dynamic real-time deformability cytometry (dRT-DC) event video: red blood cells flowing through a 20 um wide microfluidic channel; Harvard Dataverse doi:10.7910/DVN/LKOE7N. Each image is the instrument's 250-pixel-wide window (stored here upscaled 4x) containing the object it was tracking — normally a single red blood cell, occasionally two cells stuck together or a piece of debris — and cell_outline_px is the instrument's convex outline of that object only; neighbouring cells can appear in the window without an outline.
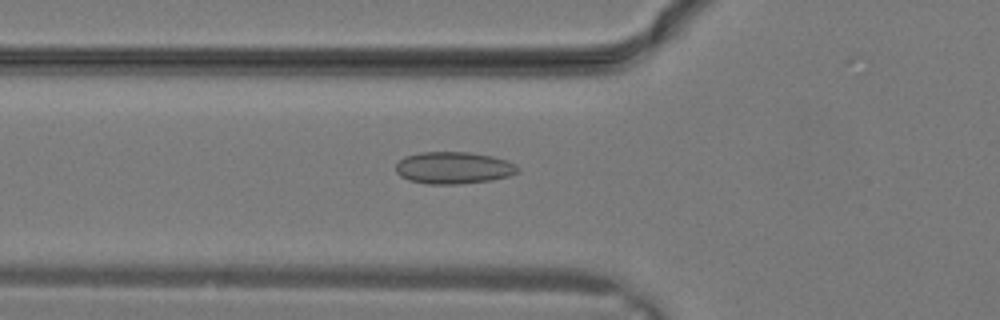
{"species": "common noctule bat (a hibernating species)", "species_latin": "Nyctalus noctula", "temperature_condition": "warm", "stored_images_in_passage": 27, "camera_frame_rate_fps": 3000, "um_per_image_px": 0.085, "animal": {"sex": "male", "body_mass_g": 19.2, "forearm_length_mm": 51.8}, "frame": {"image": 1, "passage_image": 8, "time_ms": 2.333, "image_size_px": [1000, 320], "cell_outline_px": [[520, 172], [508, 176], [492, 180], [456, 184], [424, 184], [408, 180], [400, 176], [396, 172], [396, 164], [404, 156], [420, 152], [468, 152], [492, 156], [508, 160], [516, 164], [520, 168]], "centroid_in_image_um": [38.56, 14.26], "position_along_channel_um": 87.2, "area_um2": 23.0}}
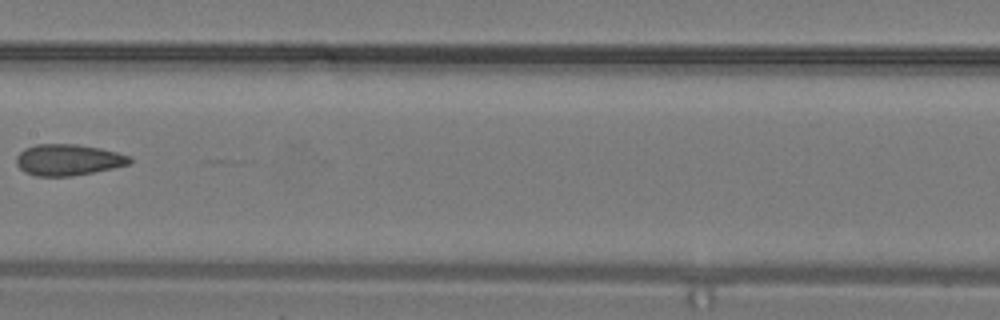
{"frame": {"image": 2, "passage_image": 13, "time_ms": 4.0, "image_size_px": [1000, 320], "cell_outline_px": [[132, 160], [128, 164], [112, 168], [72, 176], [36, 176], [24, 172], [16, 164], [16, 156], [24, 148], [36, 144], [76, 144], [100, 148], [116, 152], [128, 156]], "centroid_in_image_um": [5.74, 13.58], "position_along_channel_um": 201.7, "area_um2": 20.52}}
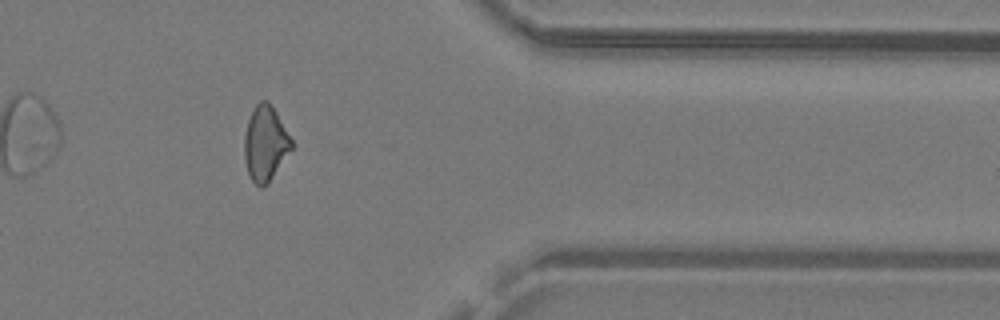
{"frame": {"image": 3, "passage_image": 22, "time_ms": 7.0, "image_size_px": [1000, 320], "cell_outline_px": [[292, 148], [268, 184], [264, 188], [260, 188], [252, 180], [248, 172], [244, 160], [244, 136], [248, 120], [256, 104], [260, 100], [268, 100], [276, 112], [292, 140]], "centroid_in_image_um": [22.54, 12.21], "position_along_channel_um": 388.9, "area_um2": 20.52}}